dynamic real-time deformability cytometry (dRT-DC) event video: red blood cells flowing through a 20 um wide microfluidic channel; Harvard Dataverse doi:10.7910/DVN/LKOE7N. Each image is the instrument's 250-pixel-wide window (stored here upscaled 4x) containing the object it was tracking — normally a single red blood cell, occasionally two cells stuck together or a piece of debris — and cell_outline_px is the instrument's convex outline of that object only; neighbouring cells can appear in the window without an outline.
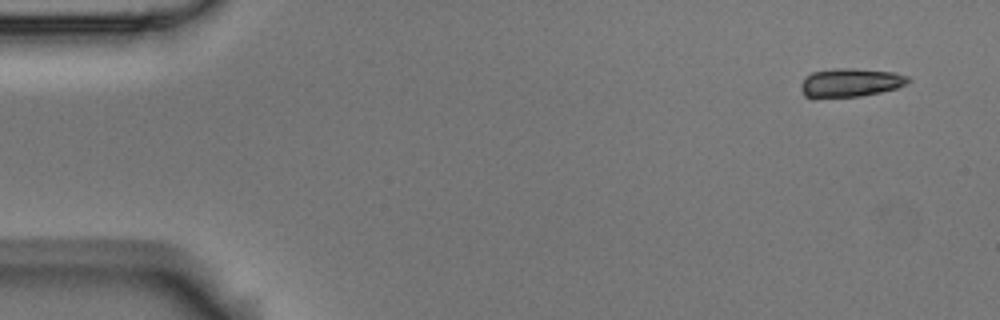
{"species": "Egyptian fruit bat (a non-hibernating species)", "species_latin": "Rousettus aegyptiacus", "temperature_condition": "room temperature", "stored_images_in_passage": 5, "camera_frame_rate_fps": 3000, "um_per_image_px": 0.085, "animal": {"sex": "male"}, "frame": {"image": 1, "passage_image": 1, "time_ms": 0.0, "image_size_px": [1000, 320], "cell_outline_px": [[912, 80], [908, 84], [896, 88], [880, 92], [860, 96], [812, 100], [804, 96], [800, 88], [800, 84], [804, 76], [812, 72], [836, 68], [852, 68], [896, 72], [908, 76]], "centroid_in_image_um": [72.23, 7.05], "position_along_channel_um": 12.8, "area_um2": 18.61}}